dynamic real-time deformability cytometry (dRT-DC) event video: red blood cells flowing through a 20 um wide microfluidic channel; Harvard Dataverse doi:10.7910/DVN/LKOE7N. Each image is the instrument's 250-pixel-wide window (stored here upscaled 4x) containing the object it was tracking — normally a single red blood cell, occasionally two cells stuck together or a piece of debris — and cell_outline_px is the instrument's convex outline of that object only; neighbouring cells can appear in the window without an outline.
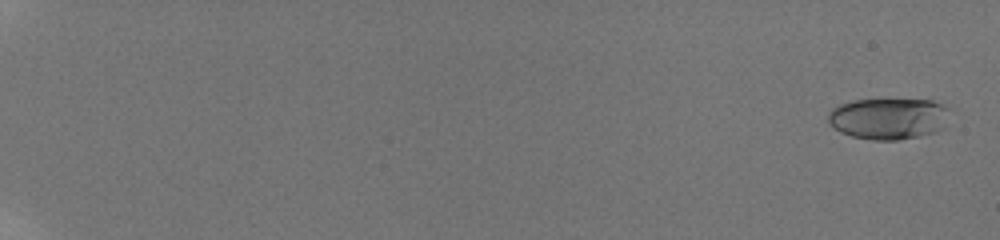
{"species": "human", "species_latin": "Homo sapiens", "temperature_condition": "room temperature", "stored_images_in_passage": 59, "camera_frame_rate_fps": 3000, "um_per_image_px": 0.085, "donor": {"sex": "male"}, "frame": {"image": 1, "passage_image": 2, "time_ms": 0.333, "image_size_px": [1000, 240], "cell_outline_px": [[948, 108], [944, 128], [936, 132], [920, 136], [900, 140], [872, 140], [852, 136], [840, 132], [832, 128], [828, 124], [828, 112], [832, 108], [840, 104], [852, 100], [932, 100], [944, 104]], "centroid_in_image_um": [75.49, 10.09], "position_along_channel_um": 9.5, "area_um2": 29.54}}
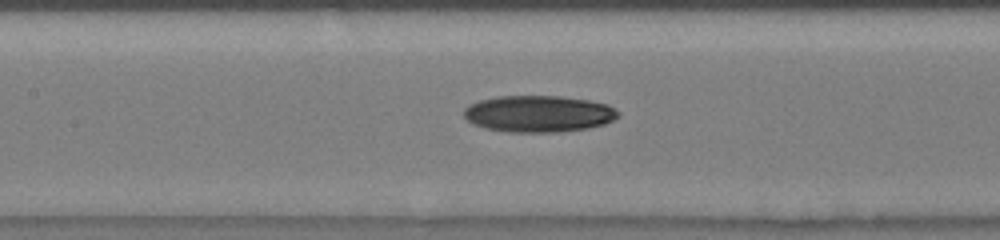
{"frame": {"image": 2, "passage_image": 33, "time_ms": 10.667, "image_size_px": [1000, 240], "cell_outline_px": [[620, 116], [604, 124], [588, 128], [556, 132], [512, 132], [484, 128], [472, 124], [464, 116], [464, 108], [468, 104], [480, 100], [500, 96], [560, 96], [588, 100], [608, 104], [620, 112]], "centroid_in_image_um": [45.78, 9.67], "position_along_channel_um": 161.6, "area_um2": 33.0}}
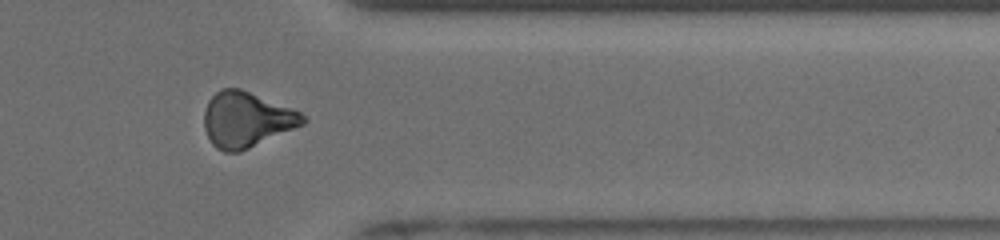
{"frame": {"image": 3, "passage_image": 51, "time_ms": 16.667, "image_size_px": [1000, 240], "cell_outline_px": [[308, 120], [304, 124], [240, 152], [224, 152], [216, 148], [212, 144], [204, 128], [204, 112], [208, 100], [220, 88], [240, 88], [292, 108], [300, 112]], "centroid_in_image_um": [20.93, 10.16], "position_along_channel_um": 390.5, "area_um2": 31.85}, "authors_computed_cell_mechanics": {"area_um2": 30.9808, "velocity_mm_per_s": 3.8661, "shape_relaxation_time_tau1_ms": 6.746, "shape_relaxation_time_tau2_ms": null, "deformation_change_tau1": 0.1689, "deformation_change_tau2": null}}